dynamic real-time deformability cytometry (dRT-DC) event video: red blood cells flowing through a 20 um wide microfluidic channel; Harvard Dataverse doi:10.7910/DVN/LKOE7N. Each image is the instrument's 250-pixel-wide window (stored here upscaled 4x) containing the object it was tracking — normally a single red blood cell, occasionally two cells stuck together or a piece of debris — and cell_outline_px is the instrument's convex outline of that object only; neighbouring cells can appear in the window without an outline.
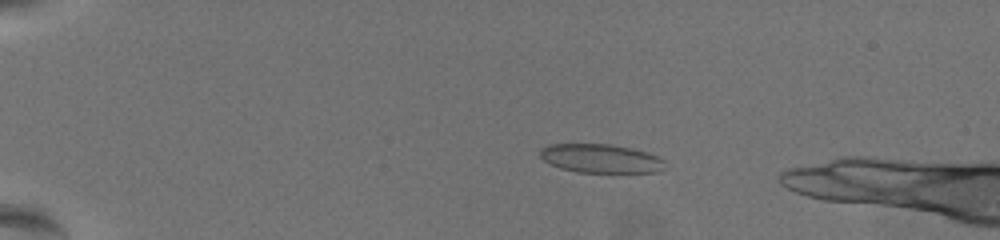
{"species": "common noctule bat (a hibernating species)", "species_latin": "Nyctalus noctula", "temperature_condition": "warm", "stored_images_in_passage": 55, "camera_frame_rate_fps": 3000, "um_per_image_px": 0.085, "animal": {"sex": "female", "body_mass_g": 19.5, "forearm_length_mm": 54.1}, "frame": {"image": 1, "passage_image": 9, "time_ms": 2.667, "image_size_px": [1000, 240], "cell_outline_px": [[664, 168], [656, 172], [576, 172], [560, 168], [544, 160], [540, 156], [540, 148], [548, 144], [612, 144], [632, 148], [648, 152], [664, 160]], "centroid_in_image_um": [51.05, 13.46], "position_along_channel_um": 34.0, "area_um2": 20.92}}
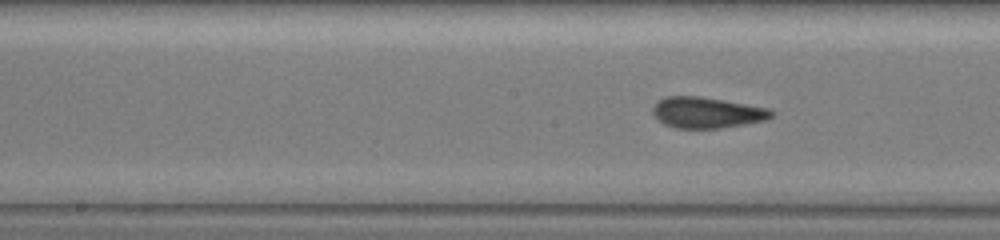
{"frame": {"image": 2, "passage_image": 29, "time_ms": 9.333, "image_size_px": [1000, 240], "cell_outline_px": [[776, 112], [772, 116], [764, 120], [744, 124], [720, 128], [676, 128], [664, 124], [652, 112], [652, 108], [660, 100], [668, 96], [700, 96], [724, 100], [768, 108]], "centroid_in_image_um": [60.1, 9.57], "position_along_channel_um": 188.1, "area_um2": 21.15}}
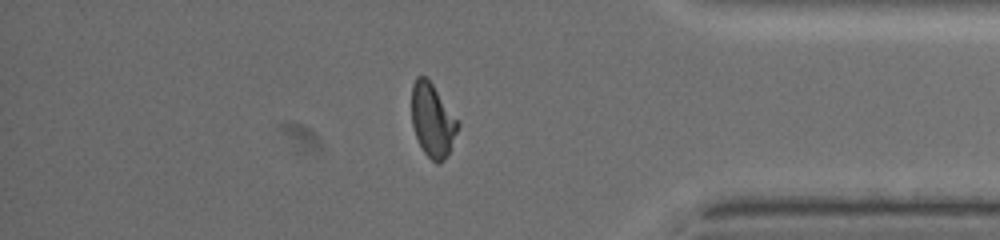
{"frame": {"image": 3, "passage_image": 48, "time_ms": 15.667, "image_size_px": [1000, 240], "cell_outline_px": [[460, 124], [448, 152], [444, 160], [440, 164], [436, 164], [424, 152], [416, 136], [412, 124], [412, 84], [416, 76], [424, 76], [432, 84], [460, 120]], "centroid_in_image_um": [36.77, 10.21], "position_along_channel_um": 398.4, "area_um2": 19.71}}